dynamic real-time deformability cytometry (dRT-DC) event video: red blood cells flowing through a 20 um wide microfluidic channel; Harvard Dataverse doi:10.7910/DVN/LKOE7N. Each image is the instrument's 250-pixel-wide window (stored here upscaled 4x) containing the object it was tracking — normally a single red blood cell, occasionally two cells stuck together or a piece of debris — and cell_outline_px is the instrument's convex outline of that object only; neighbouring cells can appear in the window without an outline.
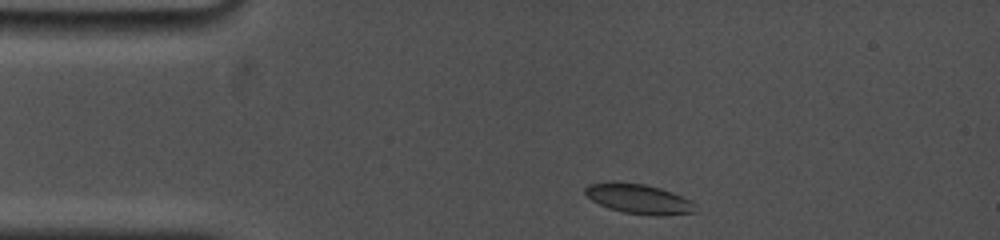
{"species": "common noctule bat (a hibernating species)", "species_latin": "Nyctalus noctula", "temperature_condition": "cold", "stored_images_in_passage": 45, "camera_frame_rate_fps": 5000, "um_per_image_px": 0.085, "animal": {"sex": "female", "body_mass_g": 19.0, "forearm_length_mm": 53.3}, "frame": {"image": 1, "passage_image": 2, "time_ms": 0.2, "image_size_px": [1000, 240], "cell_outline_px": [[696, 212], [656, 216], [624, 212], [608, 208], [592, 200], [584, 192], [584, 188], [588, 184], [612, 180], [644, 184], [660, 188], [672, 192], [692, 200], [696, 204]], "centroid_in_image_um": [54.29, 16.88], "position_along_channel_um": 30.7, "area_um2": 19.36}}
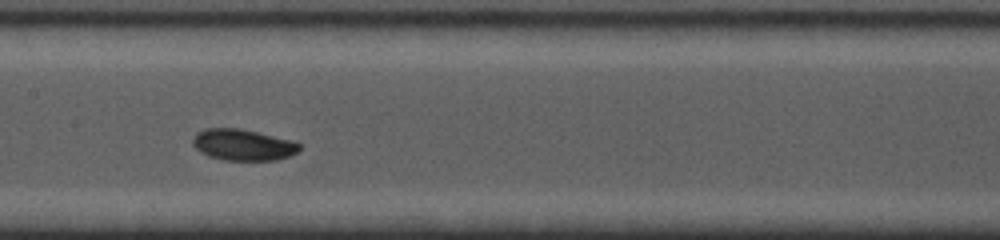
{"frame": {"image": 2, "passage_image": 20, "time_ms": 5.6, "image_size_px": [1000, 240], "cell_outline_px": [[300, 148], [292, 156], [276, 160], [224, 160], [208, 156], [200, 152], [192, 144], [192, 140], [196, 132], [204, 128], [240, 128], [292, 140], [300, 144]], "centroid_in_image_um": [20.64, 12.31], "position_along_channel_um": 186.8, "area_um2": 19.59}}
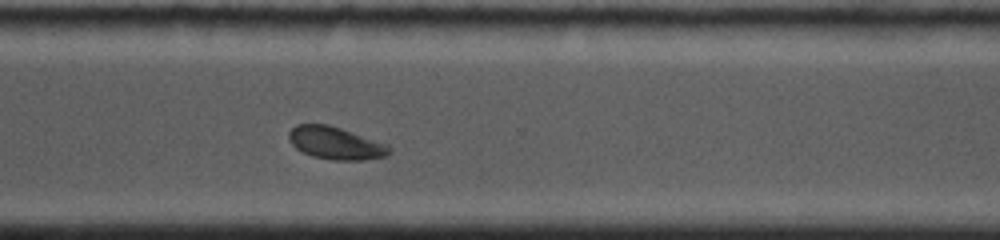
{"frame": {"image": 3, "passage_image": 39, "time_ms": 9.8, "image_size_px": [1000, 240], "cell_outline_px": [[392, 152], [388, 156], [364, 160], [332, 160], [312, 156], [296, 148], [288, 140], [288, 132], [296, 124], [328, 124], [388, 144], [392, 148]], "centroid_in_image_um": [28.55, 12.17], "position_along_channel_um": 342.0, "area_um2": 19.19}}